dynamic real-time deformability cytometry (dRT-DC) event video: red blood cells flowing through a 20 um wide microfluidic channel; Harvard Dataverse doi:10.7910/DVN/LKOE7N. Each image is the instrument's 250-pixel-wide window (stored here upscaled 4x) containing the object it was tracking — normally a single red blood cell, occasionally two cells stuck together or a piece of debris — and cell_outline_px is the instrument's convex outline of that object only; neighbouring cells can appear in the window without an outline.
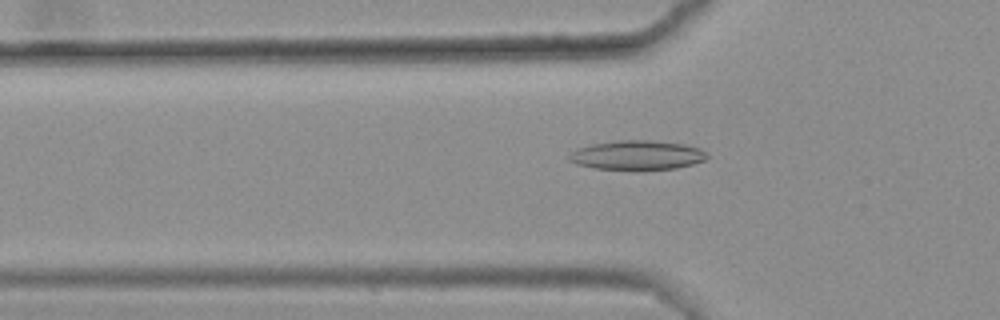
{"species": "common noctule bat (a hibernating species)", "species_latin": "Nyctalus noctula", "temperature_condition": "warm", "stored_images_in_passage": 36, "camera_frame_rate_fps": 3000, "um_per_image_px": 0.085, "animal": {"sex": "female", "body_mass_g": 25.1}, "frame": {"image": 1, "passage_image": 4, "time_ms": 1.0, "image_size_px": [1000, 320], "cell_outline_px": [[708, 156], [704, 160], [692, 164], [676, 168], [636, 172], [596, 168], [576, 164], [568, 160], [568, 156], [576, 148], [592, 144], [616, 140], [648, 140], [684, 144], [700, 148]], "centroid_in_image_um": [54.12, 13.22], "position_along_channel_um": 71.7, "area_um2": 24.16}}
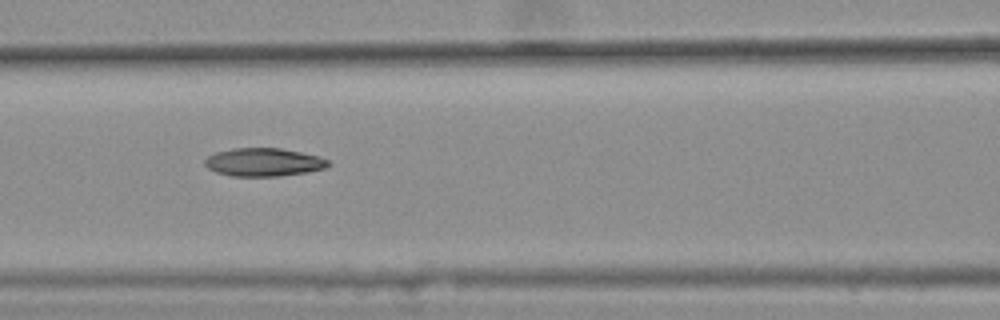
{"frame": {"image": 2, "passage_image": 10, "time_ms": 3.0, "image_size_px": [1000, 320], "cell_outline_px": [[332, 164], [324, 168], [308, 172], [280, 176], [232, 176], [216, 172], [208, 168], [204, 164], [204, 160], [208, 156], [216, 152], [232, 148], [280, 148], [320, 156], [328, 160]], "centroid_in_image_um": [22.42, 13.78], "position_along_channel_um": 144.2, "area_um2": 20.35}}
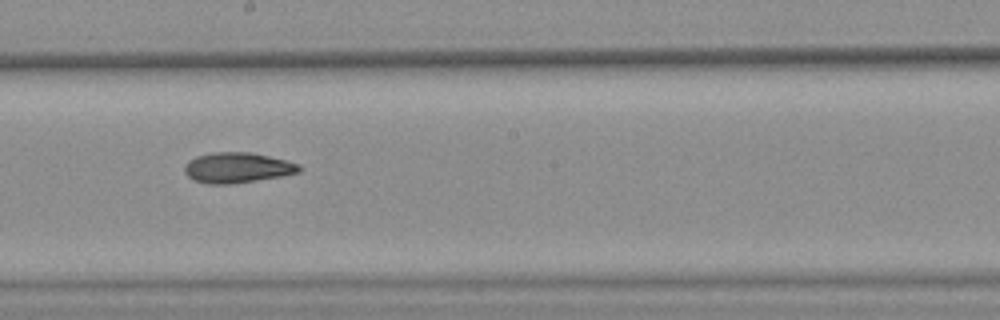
{"frame": {"image": 3, "passage_image": 17, "time_ms": 5.333, "image_size_px": [1000, 320], "cell_outline_px": [[300, 172], [280, 176], [232, 184], [208, 184], [196, 180], [188, 176], [184, 172], [184, 164], [188, 160], [196, 156], [212, 152], [252, 152], [300, 164]], "centroid_in_image_um": [20.13, 14.24], "position_along_channel_um": 228.1, "area_um2": 20.23}, "authors_computed_cell_mechanics": {"area_um2": 19.8543, "velocity_mm_per_s": 3.6009, "shape_relaxation_time_tau1_ms": null, "shape_relaxation_time_tau2_ms": 6.5187, "deformation_change_tau1": null, "deformation_change_tau2": 0.1422}}